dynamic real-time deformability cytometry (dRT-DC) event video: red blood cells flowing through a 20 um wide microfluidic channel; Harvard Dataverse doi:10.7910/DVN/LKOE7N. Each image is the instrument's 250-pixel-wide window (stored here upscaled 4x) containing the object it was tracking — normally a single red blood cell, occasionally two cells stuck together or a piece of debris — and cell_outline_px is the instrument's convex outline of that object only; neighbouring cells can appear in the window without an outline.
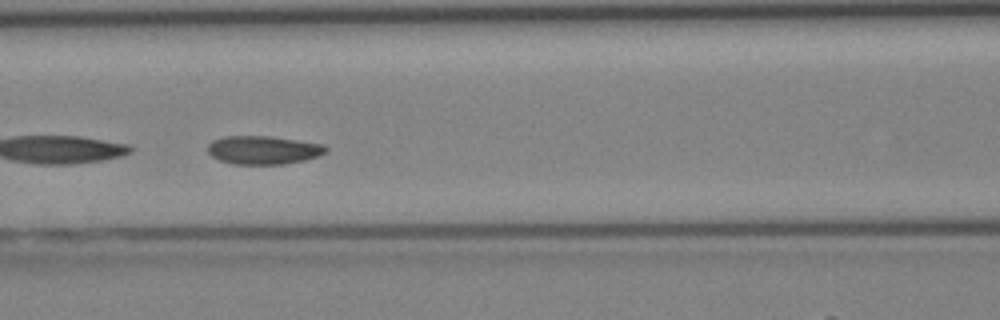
{"species": "Egyptian fruit bat (a non-hibernating species)", "species_latin": "Rousettus aegyptiacus", "temperature_condition": "cold", "stored_images_in_passage": 39, "camera_frame_rate_fps": 3000, "um_per_image_px": 0.085, "animal": {"sex": "female"}, "frame": {"image": 1, "passage_image": 17, "time_ms": 5.333, "image_size_px": [1000, 320], "cell_outline_px": [[328, 148], [320, 156], [304, 160], [284, 164], [232, 164], [220, 160], [212, 156], [208, 152], [208, 144], [212, 140], [224, 136], [268, 136], [296, 140], [320, 144]], "centroid_in_image_um": [22.34, 12.75], "position_along_channel_um": 144.3, "area_um2": 19.42}}
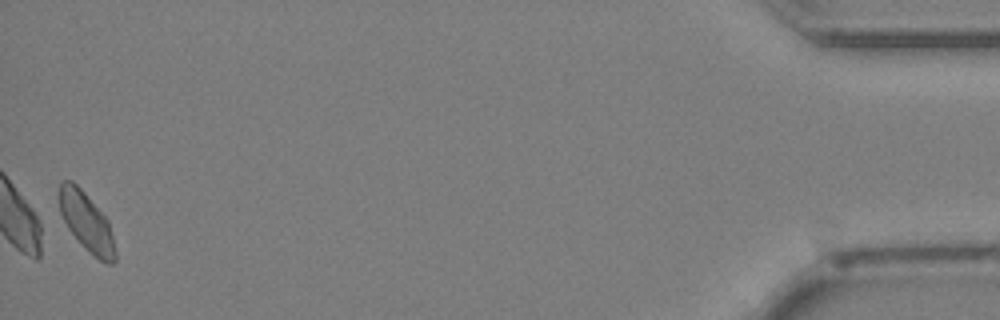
{"frame": {"image": 2, "passage_image": 39, "time_ms": 12.667, "image_size_px": [1000, 320], "cell_outline_px": [[116, 260], [112, 264], [108, 264], [100, 260], [84, 248], [68, 228], [60, 212], [60, 180], [72, 180], [84, 192], [108, 220], [116, 252]], "centroid_in_image_um": [7.36, 18.88], "position_along_channel_um": 427.8, "area_um2": 18.84}}